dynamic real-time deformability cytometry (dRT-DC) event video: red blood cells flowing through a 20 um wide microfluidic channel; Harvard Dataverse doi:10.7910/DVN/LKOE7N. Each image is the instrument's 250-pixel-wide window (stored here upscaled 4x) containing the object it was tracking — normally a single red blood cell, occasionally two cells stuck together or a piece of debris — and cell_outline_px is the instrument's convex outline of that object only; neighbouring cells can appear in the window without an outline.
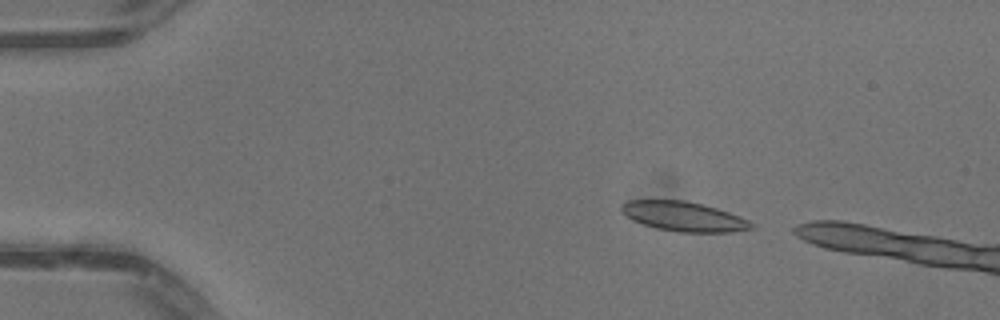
{"species": "common noctule bat (a hibernating species)", "species_latin": "Nyctalus noctula", "temperature_condition": "warm", "stored_images_in_passage": 40, "camera_frame_rate_fps": 3000, "um_per_image_px": 0.085, "animal": {"sex": "male", "body_mass_g": 13.3}, "frame": {"image": 1, "passage_image": 3, "time_ms": 0.667, "image_size_px": [1000, 320], "cell_outline_px": [[756, 228], [732, 232], [680, 232], [656, 228], [632, 220], [620, 208], [620, 204], [628, 200], [684, 200], [716, 208], [728, 212], [748, 220], [756, 224]], "centroid_in_image_um": [58.14, 18.4], "position_along_channel_um": 26.9, "area_um2": 22.31}}
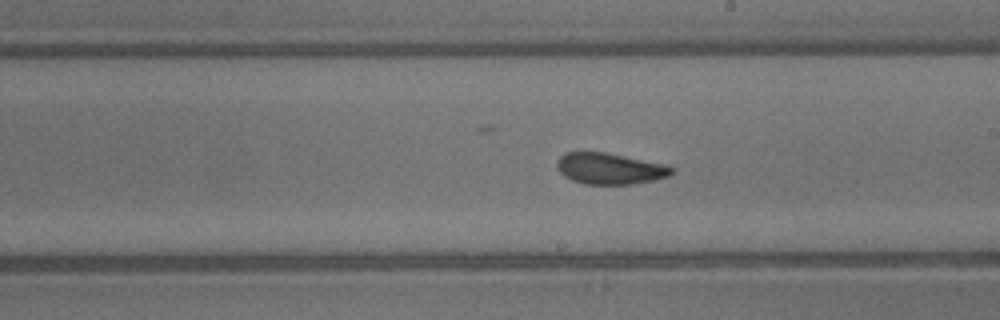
{"frame": {"image": 2, "passage_image": 24, "time_ms": 7.667, "image_size_px": [1000, 320], "cell_outline_px": [[676, 172], [668, 176], [652, 180], [632, 184], [584, 184], [572, 180], [564, 176], [556, 168], [556, 160], [564, 152], [604, 152], [668, 164], [676, 168]], "centroid_in_image_um": [51.85, 14.32], "position_along_channel_um": 237.1, "area_um2": 21.15}}
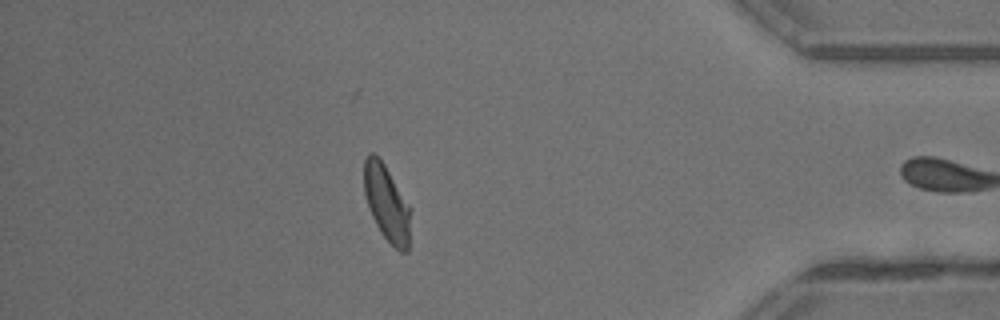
{"frame": {"image": 3, "passage_image": 39, "time_ms": 12.667, "image_size_px": [1000, 320], "cell_outline_px": [[412, 208], [408, 252], [400, 252], [380, 232], [368, 208], [364, 192], [364, 160], [368, 152], [372, 152], [384, 164]], "centroid_in_image_um": [32.89, 17.28], "position_along_channel_um": 402.3, "area_um2": 20.81}, "authors_computed_cell_mechanics": {"area_um2": 21.5016, "velocity_mm_per_s": 4.0988, "shape_relaxation_time_tau1_ms": 3.9234, "shape_relaxation_time_tau2_ms": 1.0862, "deformation_change_tau1": 0.113, "deformation_change_tau2": 0.0645}}